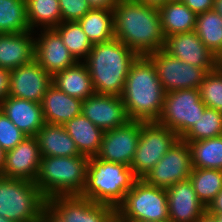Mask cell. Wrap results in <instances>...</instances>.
<instances>
[{
	"label": "cell",
	"mask_w": 222,
	"mask_h": 222,
	"mask_svg": "<svg viewBox=\"0 0 222 222\" xmlns=\"http://www.w3.org/2000/svg\"><path fill=\"white\" fill-rule=\"evenodd\" d=\"M113 13L115 38L138 56L163 49L165 37L158 8L134 0H119Z\"/></svg>",
	"instance_id": "6da1fadb"
},
{
	"label": "cell",
	"mask_w": 222,
	"mask_h": 222,
	"mask_svg": "<svg viewBox=\"0 0 222 222\" xmlns=\"http://www.w3.org/2000/svg\"><path fill=\"white\" fill-rule=\"evenodd\" d=\"M165 92L153 61L138 56L131 64L121 94L131 120L157 122L163 110Z\"/></svg>",
	"instance_id": "7a4b0ae2"
},
{
	"label": "cell",
	"mask_w": 222,
	"mask_h": 222,
	"mask_svg": "<svg viewBox=\"0 0 222 222\" xmlns=\"http://www.w3.org/2000/svg\"><path fill=\"white\" fill-rule=\"evenodd\" d=\"M138 55L116 38L93 44L83 61L96 94L121 96L129 68Z\"/></svg>",
	"instance_id": "3957f363"
},
{
	"label": "cell",
	"mask_w": 222,
	"mask_h": 222,
	"mask_svg": "<svg viewBox=\"0 0 222 222\" xmlns=\"http://www.w3.org/2000/svg\"><path fill=\"white\" fill-rule=\"evenodd\" d=\"M137 179L125 164L89 157L87 182L81 196L116 209Z\"/></svg>",
	"instance_id": "277c9868"
},
{
	"label": "cell",
	"mask_w": 222,
	"mask_h": 222,
	"mask_svg": "<svg viewBox=\"0 0 222 222\" xmlns=\"http://www.w3.org/2000/svg\"><path fill=\"white\" fill-rule=\"evenodd\" d=\"M89 157H42L36 185L48 199L59 195H81L87 182Z\"/></svg>",
	"instance_id": "5b68a950"
},
{
	"label": "cell",
	"mask_w": 222,
	"mask_h": 222,
	"mask_svg": "<svg viewBox=\"0 0 222 222\" xmlns=\"http://www.w3.org/2000/svg\"><path fill=\"white\" fill-rule=\"evenodd\" d=\"M47 199L35 182L0 176V216L13 222H42Z\"/></svg>",
	"instance_id": "8992f818"
},
{
	"label": "cell",
	"mask_w": 222,
	"mask_h": 222,
	"mask_svg": "<svg viewBox=\"0 0 222 222\" xmlns=\"http://www.w3.org/2000/svg\"><path fill=\"white\" fill-rule=\"evenodd\" d=\"M115 211L116 222L169 221L166 189L137 179Z\"/></svg>",
	"instance_id": "52a82bcc"
},
{
	"label": "cell",
	"mask_w": 222,
	"mask_h": 222,
	"mask_svg": "<svg viewBox=\"0 0 222 222\" xmlns=\"http://www.w3.org/2000/svg\"><path fill=\"white\" fill-rule=\"evenodd\" d=\"M49 222H116V211L81 195H59L47 199Z\"/></svg>",
	"instance_id": "ba28073f"
},
{
	"label": "cell",
	"mask_w": 222,
	"mask_h": 222,
	"mask_svg": "<svg viewBox=\"0 0 222 222\" xmlns=\"http://www.w3.org/2000/svg\"><path fill=\"white\" fill-rule=\"evenodd\" d=\"M207 106L199 89H179L165 93L163 110L157 123L173 130L182 138L197 122Z\"/></svg>",
	"instance_id": "9c48e42d"
},
{
	"label": "cell",
	"mask_w": 222,
	"mask_h": 222,
	"mask_svg": "<svg viewBox=\"0 0 222 222\" xmlns=\"http://www.w3.org/2000/svg\"><path fill=\"white\" fill-rule=\"evenodd\" d=\"M180 138L157 122L140 121V138L130 168L142 179Z\"/></svg>",
	"instance_id": "30bf717a"
},
{
	"label": "cell",
	"mask_w": 222,
	"mask_h": 222,
	"mask_svg": "<svg viewBox=\"0 0 222 222\" xmlns=\"http://www.w3.org/2000/svg\"><path fill=\"white\" fill-rule=\"evenodd\" d=\"M191 171L190 145L180 138L142 179L147 184L167 189L189 179Z\"/></svg>",
	"instance_id": "8fae6325"
},
{
	"label": "cell",
	"mask_w": 222,
	"mask_h": 222,
	"mask_svg": "<svg viewBox=\"0 0 222 222\" xmlns=\"http://www.w3.org/2000/svg\"><path fill=\"white\" fill-rule=\"evenodd\" d=\"M154 63L165 93L179 89H199L207 72L172 57L163 49L147 55Z\"/></svg>",
	"instance_id": "7c38bea8"
},
{
	"label": "cell",
	"mask_w": 222,
	"mask_h": 222,
	"mask_svg": "<svg viewBox=\"0 0 222 222\" xmlns=\"http://www.w3.org/2000/svg\"><path fill=\"white\" fill-rule=\"evenodd\" d=\"M140 138V121L130 120L127 124L104 132L97 159L125 164L130 167Z\"/></svg>",
	"instance_id": "4fadbf2b"
},
{
	"label": "cell",
	"mask_w": 222,
	"mask_h": 222,
	"mask_svg": "<svg viewBox=\"0 0 222 222\" xmlns=\"http://www.w3.org/2000/svg\"><path fill=\"white\" fill-rule=\"evenodd\" d=\"M163 50L172 57L204 69L207 73L222 63L194 31L165 37Z\"/></svg>",
	"instance_id": "5bb4252c"
},
{
	"label": "cell",
	"mask_w": 222,
	"mask_h": 222,
	"mask_svg": "<svg viewBox=\"0 0 222 222\" xmlns=\"http://www.w3.org/2000/svg\"><path fill=\"white\" fill-rule=\"evenodd\" d=\"M81 113L104 132L131 120L121 96L95 93L82 101Z\"/></svg>",
	"instance_id": "9a60e30c"
},
{
	"label": "cell",
	"mask_w": 222,
	"mask_h": 222,
	"mask_svg": "<svg viewBox=\"0 0 222 222\" xmlns=\"http://www.w3.org/2000/svg\"><path fill=\"white\" fill-rule=\"evenodd\" d=\"M34 32L35 61L51 76L77 63L53 28Z\"/></svg>",
	"instance_id": "2e32d148"
},
{
	"label": "cell",
	"mask_w": 222,
	"mask_h": 222,
	"mask_svg": "<svg viewBox=\"0 0 222 222\" xmlns=\"http://www.w3.org/2000/svg\"><path fill=\"white\" fill-rule=\"evenodd\" d=\"M52 76L35 60L10 72L9 96L41 103Z\"/></svg>",
	"instance_id": "e0dca14e"
},
{
	"label": "cell",
	"mask_w": 222,
	"mask_h": 222,
	"mask_svg": "<svg viewBox=\"0 0 222 222\" xmlns=\"http://www.w3.org/2000/svg\"><path fill=\"white\" fill-rule=\"evenodd\" d=\"M42 160L35 136H27L13 149L6 151L4 170L0 176L35 182Z\"/></svg>",
	"instance_id": "ac0fdd59"
},
{
	"label": "cell",
	"mask_w": 222,
	"mask_h": 222,
	"mask_svg": "<svg viewBox=\"0 0 222 222\" xmlns=\"http://www.w3.org/2000/svg\"><path fill=\"white\" fill-rule=\"evenodd\" d=\"M170 222H196L206 211L189 179L166 189Z\"/></svg>",
	"instance_id": "d6986e66"
},
{
	"label": "cell",
	"mask_w": 222,
	"mask_h": 222,
	"mask_svg": "<svg viewBox=\"0 0 222 222\" xmlns=\"http://www.w3.org/2000/svg\"><path fill=\"white\" fill-rule=\"evenodd\" d=\"M35 60V32L0 33V67L14 70Z\"/></svg>",
	"instance_id": "ffe728a7"
},
{
	"label": "cell",
	"mask_w": 222,
	"mask_h": 222,
	"mask_svg": "<svg viewBox=\"0 0 222 222\" xmlns=\"http://www.w3.org/2000/svg\"><path fill=\"white\" fill-rule=\"evenodd\" d=\"M0 109L27 136H36L45 124L40 103L8 96L1 102Z\"/></svg>",
	"instance_id": "44dd1931"
},
{
	"label": "cell",
	"mask_w": 222,
	"mask_h": 222,
	"mask_svg": "<svg viewBox=\"0 0 222 222\" xmlns=\"http://www.w3.org/2000/svg\"><path fill=\"white\" fill-rule=\"evenodd\" d=\"M45 123L63 125L81 114L82 101L60 91L53 84L41 101Z\"/></svg>",
	"instance_id": "7402d4cb"
},
{
	"label": "cell",
	"mask_w": 222,
	"mask_h": 222,
	"mask_svg": "<svg viewBox=\"0 0 222 222\" xmlns=\"http://www.w3.org/2000/svg\"><path fill=\"white\" fill-rule=\"evenodd\" d=\"M35 137L42 157L81 156L63 125L45 123Z\"/></svg>",
	"instance_id": "603a6c76"
},
{
	"label": "cell",
	"mask_w": 222,
	"mask_h": 222,
	"mask_svg": "<svg viewBox=\"0 0 222 222\" xmlns=\"http://www.w3.org/2000/svg\"><path fill=\"white\" fill-rule=\"evenodd\" d=\"M52 84L67 95L83 101L95 94L90 73L83 62L55 73Z\"/></svg>",
	"instance_id": "cb8c5ba5"
},
{
	"label": "cell",
	"mask_w": 222,
	"mask_h": 222,
	"mask_svg": "<svg viewBox=\"0 0 222 222\" xmlns=\"http://www.w3.org/2000/svg\"><path fill=\"white\" fill-rule=\"evenodd\" d=\"M81 155L95 157L101 146L104 131L82 113L63 124Z\"/></svg>",
	"instance_id": "d4e9b609"
},
{
	"label": "cell",
	"mask_w": 222,
	"mask_h": 222,
	"mask_svg": "<svg viewBox=\"0 0 222 222\" xmlns=\"http://www.w3.org/2000/svg\"><path fill=\"white\" fill-rule=\"evenodd\" d=\"M158 10L164 37L194 31L197 15L182 1H168Z\"/></svg>",
	"instance_id": "484cf974"
},
{
	"label": "cell",
	"mask_w": 222,
	"mask_h": 222,
	"mask_svg": "<svg viewBox=\"0 0 222 222\" xmlns=\"http://www.w3.org/2000/svg\"><path fill=\"white\" fill-rule=\"evenodd\" d=\"M78 22L92 44L115 38L113 9H91Z\"/></svg>",
	"instance_id": "4316f807"
},
{
	"label": "cell",
	"mask_w": 222,
	"mask_h": 222,
	"mask_svg": "<svg viewBox=\"0 0 222 222\" xmlns=\"http://www.w3.org/2000/svg\"><path fill=\"white\" fill-rule=\"evenodd\" d=\"M194 32L222 62V17L214 9L198 14Z\"/></svg>",
	"instance_id": "83f0119b"
},
{
	"label": "cell",
	"mask_w": 222,
	"mask_h": 222,
	"mask_svg": "<svg viewBox=\"0 0 222 222\" xmlns=\"http://www.w3.org/2000/svg\"><path fill=\"white\" fill-rule=\"evenodd\" d=\"M26 10L32 31L51 29L62 22L59 0H26Z\"/></svg>",
	"instance_id": "f1b7e54d"
},
{
	"label": "cell",
	"mask_w": 222,
	"mask_h": 222,
	"mask_svg": "<svg viewBox=\"0 0 222 222\" xmlns=\"http://www.w3.org/2000/svg\"><path fill=\"white\" fill-rule=\"evenodd\" d=\"M185 142L190 145L192 168L222 170V135Z\"/></svg>",
	"instance_id": "f546056e"
},
{
	"label": "cell",
	"mask_w": 222,
	"mask_h": 222,
	"mask_svg": "<svg viewBox=\"0 0 222 222\" xmlns=\"http://www.w3.org/2000/svg\"><path fill=\"white\" fill-rule=\"evenodd\" d=\"M61 37L64 45L77 62H83L93 44L88 39L78 21L61 22L53 28Z\"/></svg>",
	"instance_id": "4dcf8cb0"
},
{
	"label": "cell",
	"mask_w": 222,
	"mask_h": 222,
	"mask_svg": "<svg viewBox=\"0 0 222 222\" xmlns=\"http://www.w3.org/2000/svg\"><path fill=\"white\" fill-rule=\"evenodd\" d=\"M189 180L206 208L222 190V170L192 168Z\"/></svg>",
	"instance_id": "1f68e13d"
},
{
	"label": "cell",
	"mask_w": 222,
	"mask_h": 222,
	"mask_svg": "<svg viewBox=\"0 0 222 222\" xmlns=\"http://www.w3.org/2000/svg\"><path fill=\"white\" fill-rule=\"evenodd\" d=\"M28 31L26 0H0V33Z\"/></svg>",
	"instance_id": "d6a6232c"
},
{
	"label": "cell",
	"mask_w": 222,
	"mask_h": 222,
	"mask_svg": "<svg viewBox=\"0 0 222 222\" xmlns=\"http://www.w3.org/2000/svg\"><path fill=\"white\" fill-rule=\"evenodd\" d=\"M222 135V112L206 107L203 114L181 138L183 141H199Z\"/></svg>",
	"instance_id": "836d02e7"
},
{
	"label": "cell",
	"mask_w": 222,
	"mask_h": 222,
	"mask_svg": "<svg viewBox=\"0 0 222 222\" xmlns=\"http://www.w3.org/2000/svg\"><path fill=\"white\" fill-rule=\"evenodd\" d=\"M199 92L201 101L207 107L222 112V63L206 74Z\"/></svg>",
	"instance_id": "e575fe53"
},
{
	"label": "cell",
	"mask_w": 222,
	"mask_h": 222,
	"mask_svg": "<svg viewBox=\"0 0 222 222\" xmlns=\"http://www.w3.org/2000/svg\"><path fill=\"white\" fill-rule=\"evenodd\" d=\"M27 137L16 127L12 121L0 109V145L5 151L17 146Z\"/></svg>",
	"instance_id": "d590c367"
},
{
	"label": "cell",
	"mask_w": 222,
	"mask_h": 222,
	"mask_svg": "<svg viewBox=\"0 0 222 222\" xmlns=\"http://www.w3.org/2000/svg\"><path fill=\"white\" fill-rule=\"evenodd\" d=\"M62 22L79 21L92 8L87 0H59Z\"/></svg>",
	"instance_id": "8d00e7d4"
},
{
	"label": "cell",
	"mask_w": 222,
	"mask_h": 222,
	"mask_svg": "<svg viewBox=\"0 0 222 222\" xmlns=\"http://www.w3.org/2000/svg\"><path fill=\"white\" fill-rule=\"evenodd\" d=\"M182 2L196 15L212 10L215 0H182Z\"/></svg>",
	"instance_id": "74e56055"
},
{
	"label": "cell",
	"mask_w": 222,
	"mask_h": 222,
	"mask_svg": "<svg viewBox=\"0 0 222 222\" xmlns=\"http://www.w3.org/2000/svg\"><path fill=\"white\" fill-rule=\"evenodd\" d=\"M10 72V70L0 67V104L9 96Z\"/></svg>",
	"instance_id": "f35d334b"
},
{
	"label": "cell",
	"mask_w": 222,
	"mask_h": 222,
	"mask_svg": "<svg viewBox=\"0 0 222 222\" xmlns=\"http://www.w3.org/2000/svg\"><path fill=\"white\" fill-rule=\"evenodd\" d=\"M92 9H113L119 0H87Z\"/></svg>",
	"instance_id": "ab89813d"
},
{
	"label": "cell",
	"mask_w": 222,
	"mask_h": 222,
	"mask_svg": "<svg viewBox=\"0 0 222 222\" xmlns=\"http://www.w3.org/2000/svg\"><path fill=\"white\" fill-rule=\"evenodd\" d=\"M209 214L222 213V190L216 195L213 201L207 207Z\"/></svg>",
	"instance_id": "60d3db41"
},
{
	"label": "cell",
	"mask_w": 222,
	"mask_h": 222,
	"mask_svg": "<svg viewBox=\"0 0 222 222\" xmlns=\"http://www.w3.org/2000/svg\"><path fill=\"white\" fill-rule=\"evenodd\" d=\"M139 2L140 4H145L147 6L159 8L163 4H166L168 0H134Z\"/></svg>",
	"instance_id": "b9f144b4"
},
{
	"label": "cell",
	"mask_w": 222,
	"mask_h": 222,
	"mask_svg": "<svg viewBox=\"0 0 222 222\" xmlns=\"http://www.w3.org/2000/svg\"><path fill=\"white\" fill-rule=\"evenodd\" d=\"M196 222H218L217 219L207 211Z\"/></svg>",
	"instance_id": "7bdbcfd3"
},
{
	"label": "cell",
	"mask_w": 222,
	"mask_h": 222,
	"mask_svg": "<svg viewBox=\"0 0 222 222\" xmlns=\"http://www.w3.org/2000/svg\"><path fill=\"white\" fill-rule=\"evenodd\" d=\"M6 151L0 145V175L4 170Z\"/></svg>",
	"instance_id": "ee69618b"
},
{
	"label": "cell",
	"mask_w": 222,
	"mask_h": 222,
	"mask_svg": "<svg viewBox=\"0 0 222 222\" xmlns=\"http://www.w3.org/2000/svg\"><path fill=\"white\" fill-rule=\"evenodd\" d=\"M213 9L222 17V0H215Z\"/></svg>",
	"instance_id": "f6af8a7d"
},
{
	"label": "cell",
	"mask_w": 222,
	"mask_h": 222,
	"mask_svg": "<svg viewBox=\"0 0 222 222\" xmlns=\"http://www.w3.org/2000/svg\"><path fill=\"white\" fill-rule=\"evenodd\" d=\"M213 215L218 222H222V213L211 214Z\"/></svg>",
	"instance_id": "bcb514c9"
},
{
	"label": "cell",
	"mask_w": 222,
	"mask_h": 222,
	"mask_svg": "<svg viewBox=\"0 0 222 222\" xmlns=\"http://www.w3.org/2000/svg\"><path fill=\"white\" fill-rule=\"evenodd\" d=\"M0 222H13V221L8 220L5 217L0 216Z\"/></svg>",
	"instance_id": "7dc6e473"
},
{
	"label": "cell",
	"mask_w": 222,
	"mask_h": 222,
	"mask_svg": "<svg viewBox=\"0 0 222 222\" xmlns=\"http://www.w3.org/2000/svg\"><path fill=\"white\" fill-rule=\"evenodd\" d=\"M136 222H153V221H136ZM164 222H170V221H164Z\"/></svg>",
	"instance_id": "c3c4849f"
}]
</instances>
